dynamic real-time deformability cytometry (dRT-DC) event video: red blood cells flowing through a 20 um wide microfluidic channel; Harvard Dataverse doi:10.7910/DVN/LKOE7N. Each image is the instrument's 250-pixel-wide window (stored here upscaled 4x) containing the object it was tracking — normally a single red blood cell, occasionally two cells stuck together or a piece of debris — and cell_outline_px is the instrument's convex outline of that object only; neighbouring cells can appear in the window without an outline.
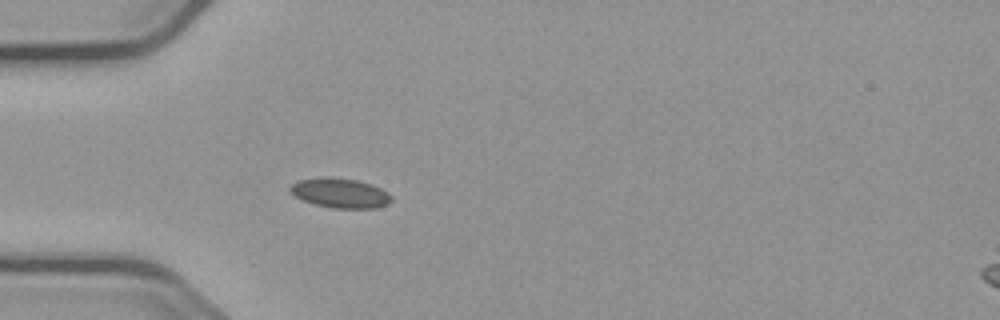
{"species": "common noctule bat (a hibernating species)", "species_latin": "Nyctalus noctula", "temperature_condition": "cold", "stored_images_in_passage": 40, "camera_frame_rate_fps": 3000, "um_per_image_px": 0.085, "animal": {"sex": "male", "body_mass_g": 23.1, "forearm_length_mm": 52.7}, "frame": {"image": 1, "passage_image": 1, "time_ms": 0.0, "image_size_px": [1000, 320], "cell_outline_px": [[392, 200], [388, 204], [376, 208], [332, 208], [316, 204], [304, 200], [296, 196], [288, 188], [292, 184], [300, 180], [356, 180], [372, 184], [388, 192], [392, 196]], "centroid_in_image_um": [29.01, 16.46], "position_along_channel_um": 56.0, "area_um2": 16.59}}
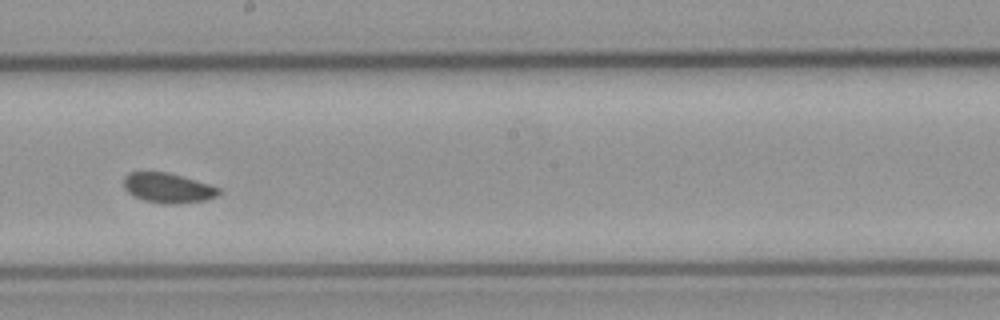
{"frame": {"image": 2, "passage_image": 16, "time_ms": 5.0, "image_size_px": [1000, 320], "cell_outline_px": [[220, 192], [216, 196], [208, 200], [172, 204], [164, 204], [144, 200], [132, 196], [124, 188], [124, 176], [128, 172], [168, 172], [196, 180], [220, 188]], "centroid_in_image_um": [14.25, 15.97], "position_along_channel_um": 233.9, "area_um2": 16.59}}
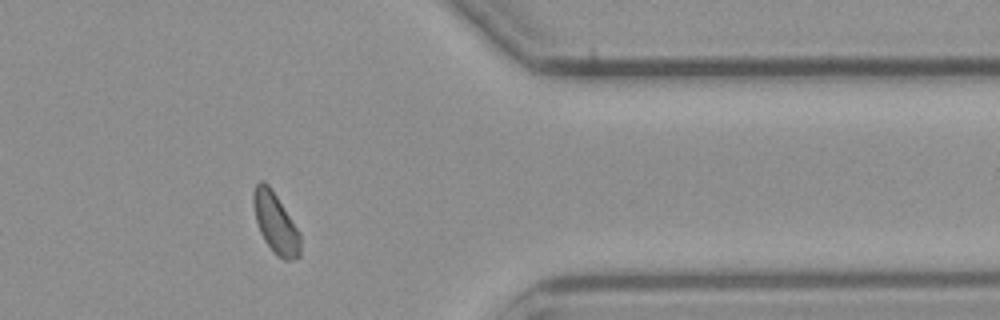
{"frame": {"image": 3, "passage_image": 30, "time_ms": 9.667, "image_size_px": [1000, 320], "cell_outline_px": [[300, 256], [288, 260], [284, 260], [276, 256], [264, 240], [260, 232], [256, 220], [252, 200], [252, 192], [256, 184], [260, 180], [264, 180], [268, 184], [300, 232]], "centroid_in_image_um": [23.4, 18.96], "position_along_channel_um": 388.0, "area_um2": 16.47}, "authors_computed_cell_mechanics": {"area_um2": 16.5886, "velocity_mm_per_s": 3.6707, "shape_relaxation_time_tau1_ms": null, "shape_relaxation_time_tau2_ms": 2.7646, "deformation_change_tau1": null, "deformation_change_tau2": 0.0639}}